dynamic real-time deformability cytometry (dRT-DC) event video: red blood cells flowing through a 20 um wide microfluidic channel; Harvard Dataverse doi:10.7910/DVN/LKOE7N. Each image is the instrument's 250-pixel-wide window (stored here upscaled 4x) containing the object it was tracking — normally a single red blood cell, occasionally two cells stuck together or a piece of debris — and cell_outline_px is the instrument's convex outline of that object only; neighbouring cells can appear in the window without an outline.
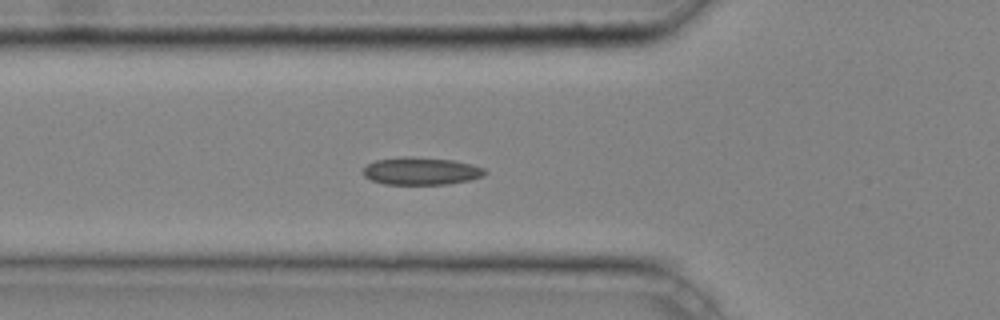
{"species": "common noctule bat (a hibernating species)", "species_latin": "Nyctalus noctula", "temperature_condition": "cold", "stored_images_in_passage": 37, "camera_frame_rate_fps": 3000, "um_per_image_px": 0.085, "animal": {"sex": "male", "body_mass_g": 20.4}, "frame": {"image": 1, "passage_image": 9, "time_ms": 2.667, "image_size_px": [1000, 320], "cell_outline_px": [[488, 172], [484, 176], [468, 180], [448, 184], [384, 184], [372, 180], [364, 176], [364, 168], [368, 164], [376, 160], [404, 156], [408, 156], [452, 160], [472, 164], [484, 168]], "centroid_in_image_um": [35.82, 14.54], "position_along_channel_um": 90.0, "area_um2": 19.48}}
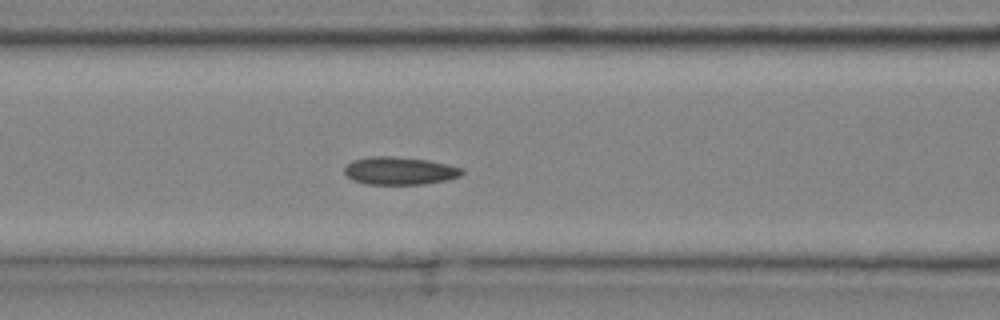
{"frame": {"image": 2, "passage_image": 12, "time_ms": 3.667, "image_size_px": [1000, 320], "cell_outline_px": [[464, 172], [460, 176], [448, 180], [420, 184], [364, 184], [352, 180], [344, 172], [344, 168], [352, 160], [368, 156], [392, 156], [428, 160], [448, 164], [464, 168]], "centroid_in_image_um": [33.97, 14.51], "position_along_channel_um": 132.6, "area_um2": 19.19}}
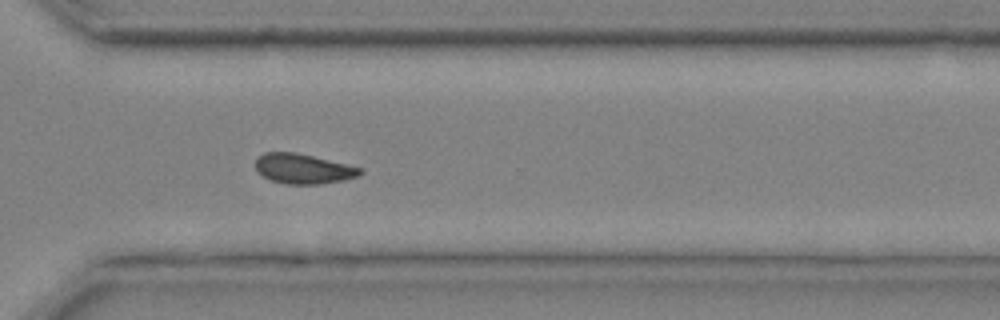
{"frame": {"image": 3, "passage_image": 27, "time_ms": 8.667, "image_size_px": [1000, 320], "cell_outline_px": [[364, 172], [360, 176], [344, 180], [320, 184], [284, 184], [272, 180], [256, 172], [256, 156], [264, 152], [296, 152], [364, 168]], "centroid_in_image_um": [25.79, 14.34], "position_along_channel_um": 344.8, "area_um2": 18.5}, "authors_computed_cell_mechanics": {"area_um2": 18.6694, "velocity_mm_per_s": 4.236, "shape_relaxation_time_tau1_ms": 8.8186, "shape_relaxation_time_tau2_ms": 2.2782, "deformation_change_tau1": 0.1595, "deformation_change_tau2": 0.0804}}